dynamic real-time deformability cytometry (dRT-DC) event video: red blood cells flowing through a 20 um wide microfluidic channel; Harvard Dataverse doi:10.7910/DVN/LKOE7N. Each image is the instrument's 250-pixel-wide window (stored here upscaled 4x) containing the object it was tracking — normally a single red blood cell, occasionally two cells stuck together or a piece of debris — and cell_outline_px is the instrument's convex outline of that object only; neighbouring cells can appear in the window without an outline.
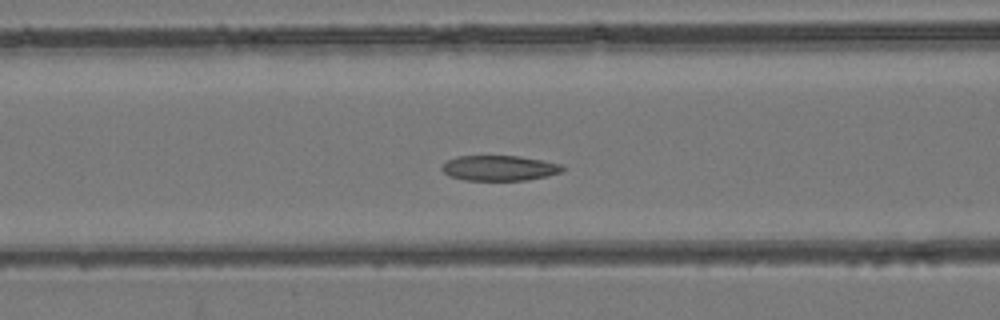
{"species": "common noctule bat (a hibernating species)", "species_latin": "Nyctalus noctula", "temperature_condition": "room temperature", "stored_images_in_passage": 43, "camera_frame_rate_fps": 3000, "um_per_image_px": 0.085, "animal": {"sex": "female", "body_mass_g": 24.6, "forearm_length_mm": 56.2}, "frame": {"image": 1, "passage_image": 14, "time_ms": 4.333, "image_size_px": [1000, 320], "cell_outline_px": [[564, 172], [548, 176], [528, 180], [464, 180], [448, 176], [440, 168], [448, 160], [456, 156], [520, 156], [560, 164], [564, 168]], "centroid_in_image_um": [42.45, 14.29], "position_along_channel_um": 124.2, "area_um2": 17.8}}
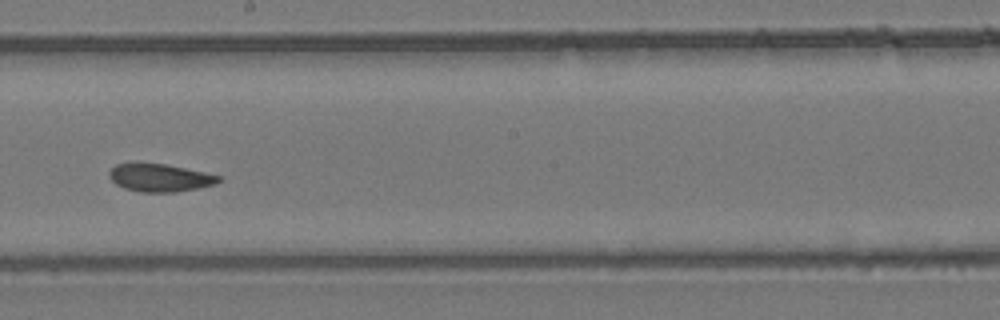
{"frame": {"image": 2, "passage_image": 22, "time_ms": 7.0, "image_size_px": [1000, 320], "cell_outline_px": [[220, 180], [216, 184], [200, 188], [176, 192], [140, 192], [124, 188], [116, 184], [108, 176], [108, 172], [116, 164], [164, 164], [204, 172], [220, 176]], "centroid_in_image_um": [13.59, 15.13], "position_along_channel_um": 234.6, "area_um2": 17.51}}
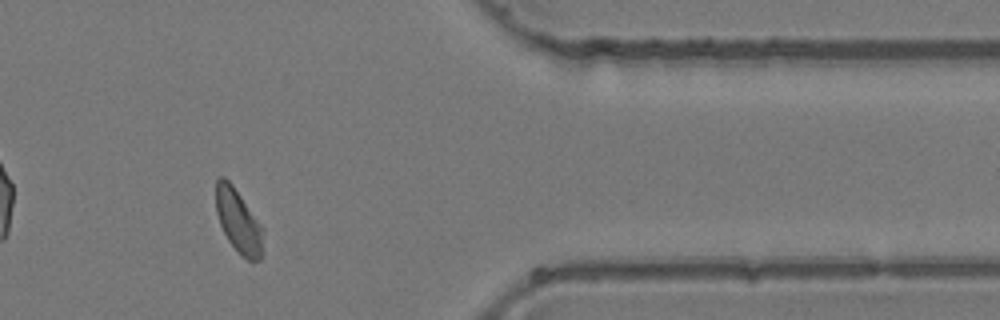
{"frame": {"image": 3, "passage_image": 35, "time_ms": 11.333, "image_size_px": [1000, 320], "cell_outline_px": [[264, 232], [260, 260], [248, 260], [240, 256], [228, 240], [220, 224], [216, 212], [216, 180], [220, 176], [224, 176], [232, 184], [264, 228]], "centroid_in_image_um": [20.27, 18.8], "position_along_channel_um": 391.1, "area_um2": 17.51}}